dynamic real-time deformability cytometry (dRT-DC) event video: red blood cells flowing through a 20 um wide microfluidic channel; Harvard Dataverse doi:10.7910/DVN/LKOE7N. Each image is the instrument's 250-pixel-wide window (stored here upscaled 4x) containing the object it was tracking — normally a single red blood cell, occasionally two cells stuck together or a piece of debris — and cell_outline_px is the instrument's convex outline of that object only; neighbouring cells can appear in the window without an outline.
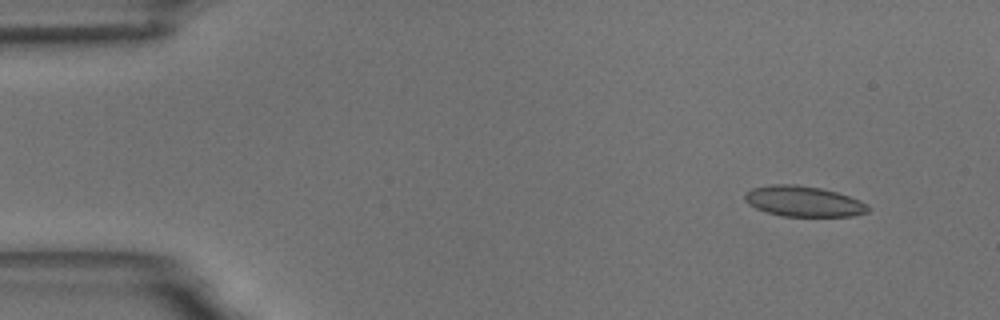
{"species": "common noctule bat (a hibernating species)", "species_latin": "Nyctalus noctula", "temperature_condition": "room temperature", "stored_images_in_passage": 56, "camera_frame_rate_fps": 3000, "um_per_image_px": 0.085, "animal": {"sex": "male", "body_mass_g": 18.8}, "frame": {"image": 1, "passage_image": 4, "time_ms": 1.0, "image_size_px": [1000, 320], "cell_outline_px": [[868, 212], [852, 216], [780, 216], [756, 208], [748, 204], [744, 200], [744, 192], [752, 188], [772, 184], [796, 184], [820, 188], [836, 192], [860, 200], [868, 204]], "centroid_in_image_um": [68.27, 17.11], "position_along_channel_um": 16.7, "area_um2": 21.96}}
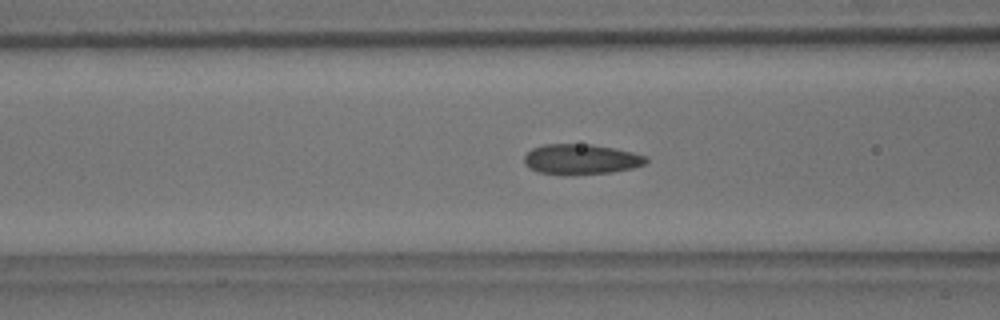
{"frame": {"image": 2, "passage_image": 21, "time_ms": 6.667, "image_size_px": [1000, 320], "cell_outline_px": [[648, 160], [644, 164], [632, 168], [612, 172], [564, 176], [560, 176], [536, 172], [528, 168], [524, 164], [524, 156], [532, 148], [544, 144], [592, 144], [616, 148], [648, 156]], "centroid_in_image_um": [49.35, 13.55], "position_along_channel_um": 117.3, "area_um2": 22.02}}
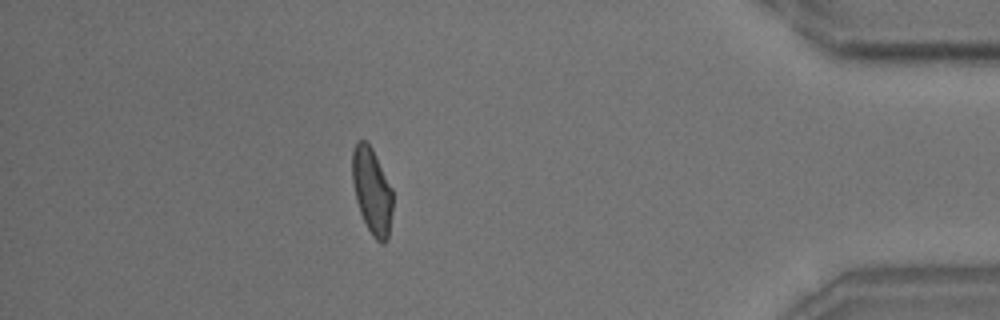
{"frame": {"image": 3, "passage_image": 49, "time_ms": 16.0, "image_size_px": [1000, 320], "cell_outline_px": [[392, 212], [388, 236], [384, 244], [380, 244], [372, 236], [360, 212], [356, 200], [352, 180], [352, 148], [356, 140], [364, 140], [372, 148], [392, 188]], "centroid_in_image_um": [31.6, 16.22], "position_along_channel_um": 403.6, "area_um2": 20.35}, "authors_computed_cell_mechanics": {"area_um2": 21.2126, "velocity_mm_per_s": 3.5376, "shape_relaxation_time_tau1_ms": 4.8498, "shape_relaxation_time_tau2_ms": 1.1523, "deformation_change_tau1": 0.1303, "deformation_change_tau2": 0.0727}}